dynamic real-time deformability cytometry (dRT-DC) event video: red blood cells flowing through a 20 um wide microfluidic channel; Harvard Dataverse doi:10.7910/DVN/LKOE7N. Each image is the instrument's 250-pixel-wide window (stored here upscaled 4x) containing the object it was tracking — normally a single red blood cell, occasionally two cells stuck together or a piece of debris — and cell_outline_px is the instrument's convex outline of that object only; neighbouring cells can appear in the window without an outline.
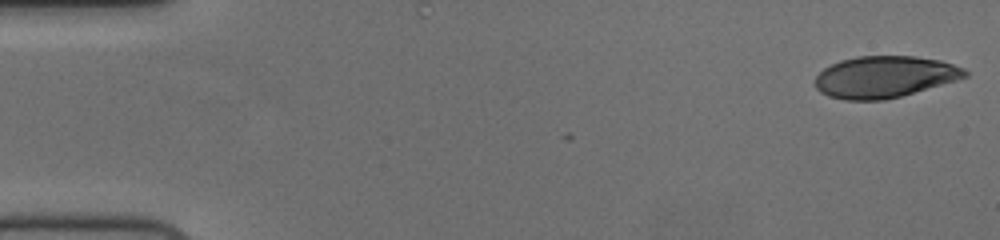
{"species": "human", "species_latin": "Homo sapiens", "temperature_condition": "cold", "stored_images_in_passage": 56, "camera_frame_rate_fps": 3000, "um_per_image_px": 0.085, "donor": {"sex": "female"}, "frame": {"image": 1, "passage_image": 1, "time_ms": 0.0, "image_size_px": [1000, 240], "cell_outline_px": [[968, 76], [956, 80], [900, 96], [884, 100], [844, 100], [828, 96], [820, 92], [816, 88], [816, 76], [824, 68], [840, 60], [856, 56], [916, 56], [940, 60], [964, 68], [968, 72]], "centroid_in_image_um": [75.17, 6.53], "position_along_channel_um": 9.8, "area_um2": 36.24}}
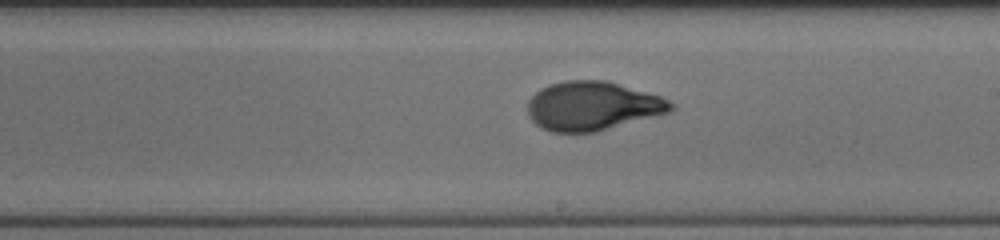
{"frame": {"image": 2, "passage_image": 32, "time_ms": 10.333, "image_size_px": [1000, 240], "cell_outline_px": [[676, 108], [668, 112], [596, 132], [552, 132], [540, 128], [528, 116], [528, 100], [540, 88], [548, 84], [564, 80], [604, 80], [660, 96], [676, 104]], "centroid_in_image_um": [50.33, 9.01], "position_along_channel_um": 238.7, "area_um2": 40.75}}
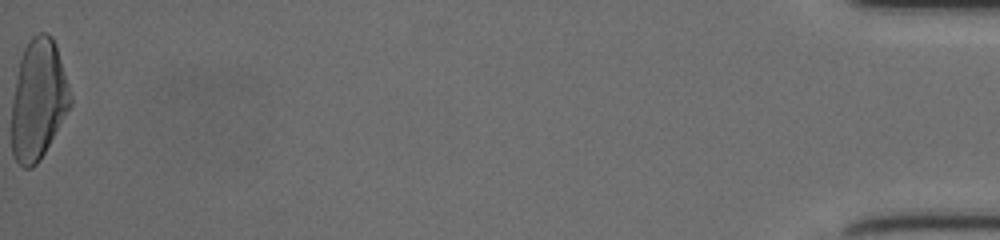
{"frame": {"image": 3, "passage_image": 56, "time_ms": 18.333, "image_size_px": [1000, 240], "cell_outline_px": [[72, 104], [40, 160], [32, 168], [24, 168], [12, 156], [12, 100], [20, 56], [28, 40], [32, 36], [40, 32], [48, 32], [52, 36], [56, 44], [72, 96]], "centroid_in_image_um": [3.25, 8.45], "position_along_channel_um": 431.9, "area_um2": 41.33}, "authors_computed_cell_mechanics": {"area_um2": 39.7375, "velocity_mm_per_s": 3.709, "shape_relaxation_time_tau1_ms": 3.7328, "shape_relaxation_time_tau2_ms": 0.7804, "deformation_change_tau1": 0.2016, "deformation_change_tau2": 0.0624}}